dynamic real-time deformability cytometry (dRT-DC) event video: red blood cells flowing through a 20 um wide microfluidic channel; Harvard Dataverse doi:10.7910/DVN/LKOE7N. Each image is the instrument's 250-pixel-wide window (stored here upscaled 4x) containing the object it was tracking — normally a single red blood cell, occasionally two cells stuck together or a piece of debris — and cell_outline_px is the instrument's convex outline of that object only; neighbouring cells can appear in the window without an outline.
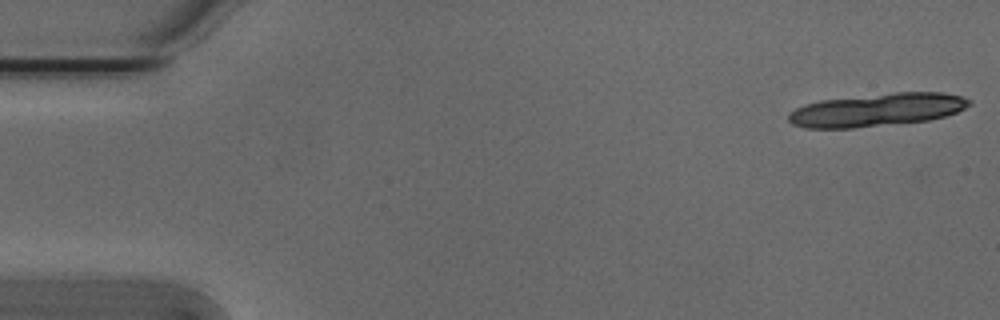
{"species": "Egyptian fruit bat (a non-hibernating species)", "species_latin": "Rousettus aegyptiacus", "temperature_condition": "cold", "stored_images_in_passage": 40, "segment_of_instrument_passage": [1, 2], "camera_frame_rate_fps": 3000, "um_per_image_px": 0.085, "animal": {"sex": "male"}, "frame": {"image": 1, "passage_image": 1, "time_ms": 0.0, "image_size_px": [1000, 320], "cell_outline_px": [[972, 104], [956, 112], [944, 116], [928, 120], [852, 128], [804, 128], [792, 124], [788, 120], [788, 112], [804, 104], [820, 100], [896, 92], [944, 92], [960, 96], [972, 100]], "centroid_in_image_um": [74.52, 9.33], "position_along_channel_um": 10.5, "area_um2": 34.68}}